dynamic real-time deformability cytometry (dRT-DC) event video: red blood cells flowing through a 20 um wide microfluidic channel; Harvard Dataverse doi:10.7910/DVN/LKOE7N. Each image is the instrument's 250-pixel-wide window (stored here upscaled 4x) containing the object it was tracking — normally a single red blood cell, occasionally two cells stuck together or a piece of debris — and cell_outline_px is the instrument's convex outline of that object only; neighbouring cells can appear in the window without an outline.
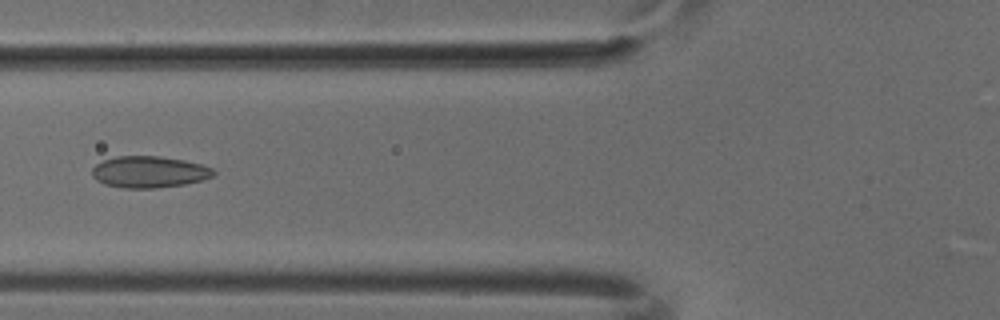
{"species": "common noctule bat (a hibernating species)", "species_latin": "Nyctalus noctula", "temperature_condition": "cold", "stored_images_in_passage": 4, "camera_frame_rate_fps": 3000, "um_per_image_px": 0.085, "animal": {"sex": "male", "body_mass_g": 18.8}, "frame": {"image": 1, "passage_image": 4, "time_ms": 1.0, "image_size_px": [1000, 320], "cell_outline_px": [[216, 172], [212, 176], [200, 180], [184, 184], [156, 188], [124, 188], [104, 184], [96, 180], [92, 176], [92, 168], [96, 164], [104, 160], [116, 156], [160, 156], [184, 160], [200, 164], [212, 168]], "centroid_in_image_um": [12.65, 14.61], "position_along_channel_um": 113.2, "area_um2": 22.25}}